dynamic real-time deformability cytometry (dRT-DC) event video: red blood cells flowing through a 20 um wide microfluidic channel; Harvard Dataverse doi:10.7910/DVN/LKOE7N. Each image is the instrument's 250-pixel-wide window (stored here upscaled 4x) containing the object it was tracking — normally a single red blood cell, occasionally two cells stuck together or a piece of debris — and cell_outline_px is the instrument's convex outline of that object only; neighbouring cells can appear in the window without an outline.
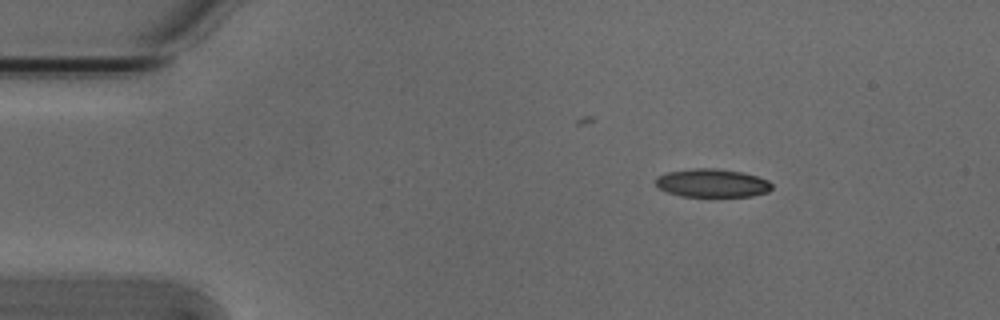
{"species": "Egyptian fruit bat (a non-hibernating species)", "species_latin": "Rousettus aegyptiacus", "temperature_condition": "cold", "stored_images_in_passage": 4, "segment_of_instrument_passage": [1, 2], "camera_frame_rate_fps": 3000, "um_per_image_px": 0.085, "animal": {"sex": "male"}, "frame": {"image": 1, "passage_image": 1, "time_ms": 0.0, "image_size_px": [1000, 320], "cell_outline_px": [[772, 188], [768, 192], [752, 196], [680, 196], [656, 188], [656, 176], [668, 172], [696, 168], [720, 168], [740, 172], [756, 176], [768, 180], [772, 184]], "centroid_in_image_um": [60.52, 15.56], "position_along_channel_um": 24.5, "area_um2": 19.19}}